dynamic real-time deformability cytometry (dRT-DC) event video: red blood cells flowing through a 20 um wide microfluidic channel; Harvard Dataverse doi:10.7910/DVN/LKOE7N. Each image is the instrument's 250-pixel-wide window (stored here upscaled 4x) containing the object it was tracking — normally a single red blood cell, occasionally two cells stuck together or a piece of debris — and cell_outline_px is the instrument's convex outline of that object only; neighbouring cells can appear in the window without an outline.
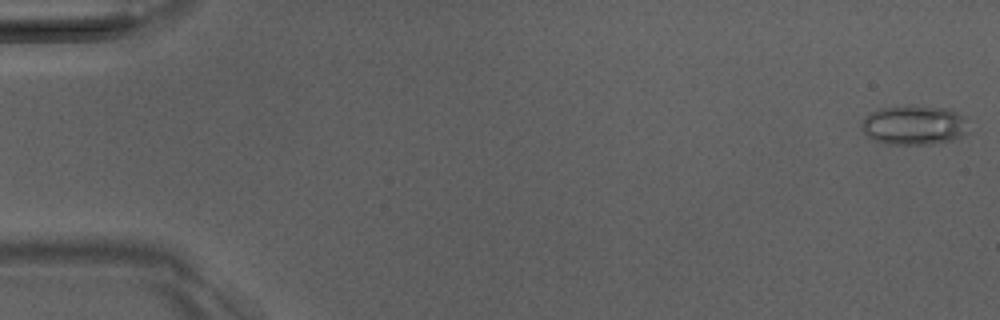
{"species": "Egyptian fruit bat (a non-hibernating species)", "species_latin": "Rousettus aegyptiacus", "temperature_condition": "room temperature", "stored_images_in_passage": 51, "camera_frame_rate_fps": 3000, "um_per_image_px": 0.085, "animal": {"sex": "male"}, "frame": {"image": 1, "passage_image": 1, "time_ms": 0.0, "image_size_px": [1000, 320], "cell_outline_px": [[972, 132], [964, 136], [952, 140], [932, 144], [884, 144], [872, 140], [864, 132], [860, 124], [860, 120], [876, 108], [904, 104], [912, 104], [948, 108], [964, 116], [968, 120]], "centroid_in_image_um": [77.73, 10.61], "position_along_channel_um": 7.3, "area_um2": 25.84}}
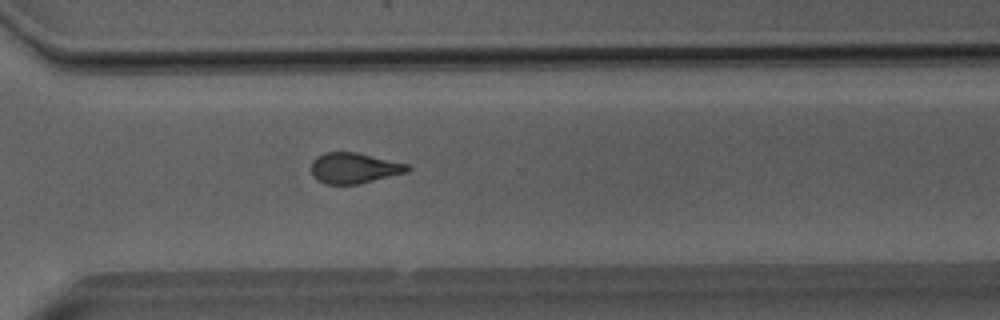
{"frame": {"image": 2, "passage_image": 37, "time_ms": 12.0, "image_size_px": [1000, 320], "cell_outline_px": [[412, 168], [408, 172], [360, 184], [324, 184], [316, 180], [312, 176], [312, 160], [316, 156], [324, 152], [356, 152], [408, 164]], "centroid_in_image_um": [30.09, 14.29], "position_along_channel_um": 340.5, "area_um2": 17.4}}
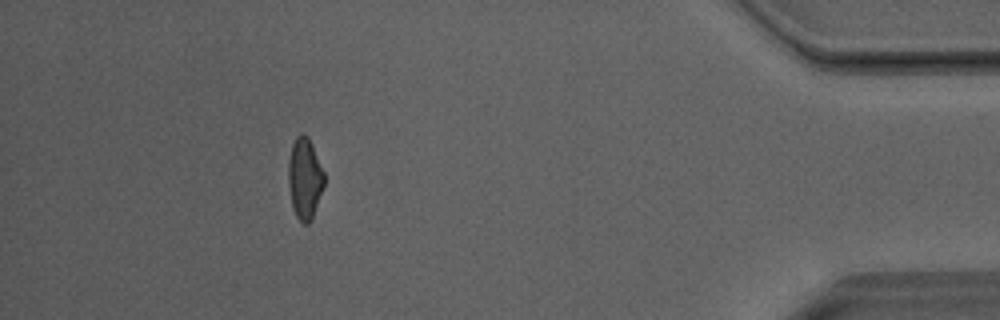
{"frame": {"image": 3, "passage_image": 46, "time_ms": 15.0, "image_size_px": [1000, 320], "cell_outline_px": [[324, 184], [312, 216], [308, 224], [304, 224], [296, 216], [292, 208], [288, 184], [288, 160], [292, 144], [296, 136], [300, 132], [304, 132], [308, 136], [324, 172]], "centroid_in_image_um": [25.87, 15.11], "position_along_channel_um": 409.3, "area_um2": 16.88}, "authors_computed_cell_mechanics": {"area_um2": 17.9758, "velocity_mm_per_s": 4.0975, "shape_relaxation_time_tau1_ms": 6.8341, "shape_relaxation_time_tau2_ms": 2.0751, "deformation_change_tau1": 0.181, "deformation_change_tau2": 0.0974}}